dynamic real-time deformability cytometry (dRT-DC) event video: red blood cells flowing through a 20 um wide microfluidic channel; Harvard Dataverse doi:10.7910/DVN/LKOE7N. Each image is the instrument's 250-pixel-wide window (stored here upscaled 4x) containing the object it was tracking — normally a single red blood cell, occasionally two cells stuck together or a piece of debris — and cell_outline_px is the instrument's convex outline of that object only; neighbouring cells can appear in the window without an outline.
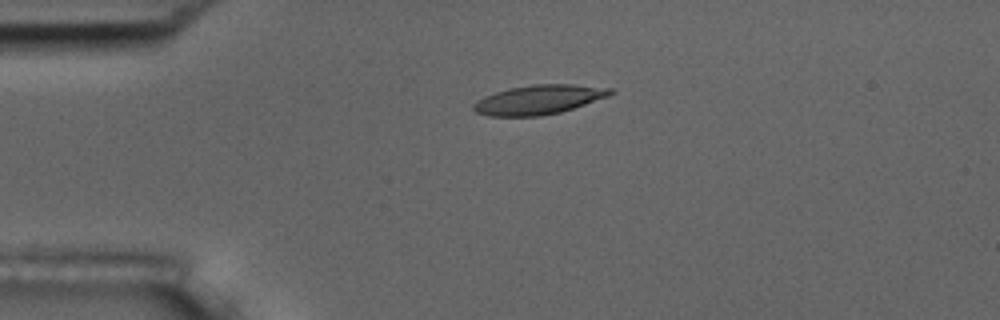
{"species": "common noctule bat (a hibernating species)", "species_latin": "Nyctalus noctula", "temperature_condition": "room temperature", "stored_images_in_passage": 5, "camera_frame_rate_fps": 3000, "um_per_image_px": 0.085, "animal": {"sex": "male", "body_mass_g": 17.5, "forearm_length_mm": 52.3}, "frame": {"image": 1, "passage_image": 3, "time_ms": 3.0, "image_size_px": [1000, 320], "cell_outline_px": [[616, 92], [608, 96], [560, 112], [540, 116], [488, 116], [476, 112], [472, 108], [472, 104], [484, 96], [508, 88], [532, 84], [572, 84], [612, 88]], "centroid_in_image_um": [45.78, 8.46], "position_along_channel_um": 39.2, "area_um2": 23.35}}